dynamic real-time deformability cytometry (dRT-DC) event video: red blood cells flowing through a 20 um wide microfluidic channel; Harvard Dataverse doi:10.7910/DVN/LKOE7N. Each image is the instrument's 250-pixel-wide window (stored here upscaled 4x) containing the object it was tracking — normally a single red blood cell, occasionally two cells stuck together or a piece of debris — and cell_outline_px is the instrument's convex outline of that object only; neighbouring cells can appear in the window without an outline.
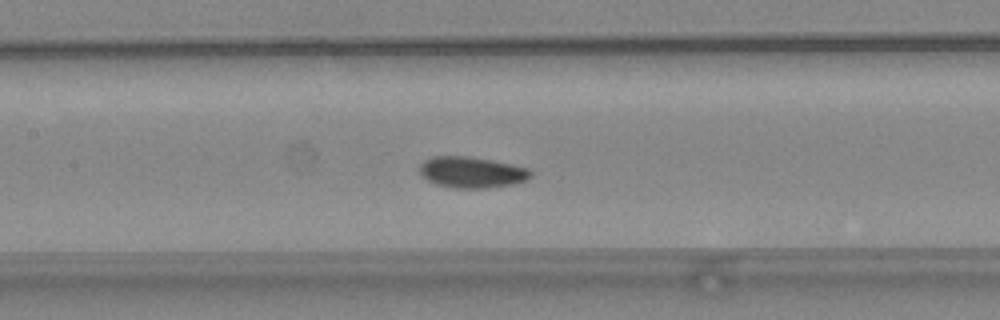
{"species": "common noctule bat (a hibernating species)", "species_latin": "Nyctalus noctula", "temperature_condition": "warm", "stored_images_in_passage": 39, "camera_frame_rate_fps": 3000, "um_per_image_px": 0.085, "animal": {"sex": "female", "body_mass_g": 24.6, "forearm_length_mm": 56.2}, "frame": {"image": 1, "passage_image": 24, "time_ms": 7.667, "image_size_px": [1000, 320], "cell_outline_px": [[532, 176], [528, 180], [512, 184], [488, 188], [456, 188], [436, 184], [428, 180], [420, 172], [420, 164], [424, 160], [432, 156], [468, 156], [492, 160], [512, 164], [528, 168], [532, 172]], "centroid_in_image_um": [40.12, 14.64], "position_along_channel_um": 167.3, "area_um2": 20.17}}
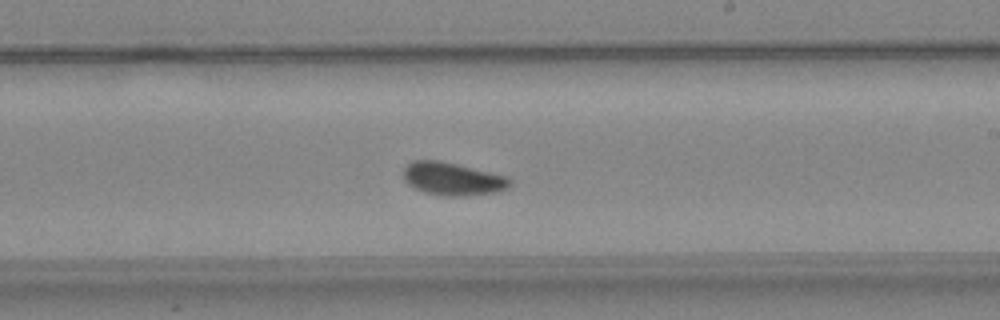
{"frame": {"image": 2, "passage_image": 30, "time_ms": 9.667, "image_size_px": [1000, 320], "cell_outline_px": [[512, 184], [508, 188], [496, 192], [468, 196], [448, 196], [424, 192], [408, 184], [404, 180], [404, 168], [412, 160], [440, 160], [508, 176], [512, 180]], "centroid_in_image_um": [38.51, 15.2], "position_along_channel_um": 250.5, "area_um2": 20.52}}
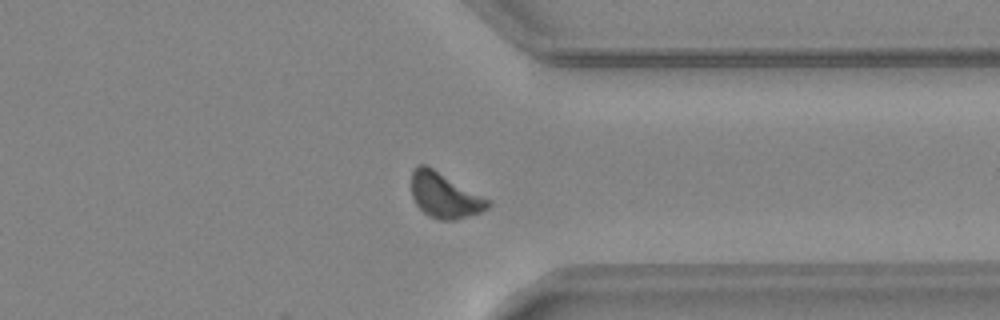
{"frame": {"image": 3, "passage_image": 39, "time_ms": 12.667, "image_size_px": [1000, 320], "cell_outline_px": [[492, 204], [488, 208], [480, 212], [456, 220], [440, 220], [428, 216], [416, 204], [412, 196], [412, 172], [416, 164], [424, 164], [432, 168], [492, 200]], "centroid_in_image_um": [37.81, 16.61], "position_along_channel_um": 373.6, "area_um2": 20.17}, "authors_computed_cell_mechanics": {"area_um2": 19.5942, "velocity_mm_per_s": 4.1805, "shape_relaxation_time_tau1_ms": 5.8255, "shape_relaxation_time_tau2_ms": null, "deformation_change_tau1": 0.1018, "deformation_change_tau2": null}}